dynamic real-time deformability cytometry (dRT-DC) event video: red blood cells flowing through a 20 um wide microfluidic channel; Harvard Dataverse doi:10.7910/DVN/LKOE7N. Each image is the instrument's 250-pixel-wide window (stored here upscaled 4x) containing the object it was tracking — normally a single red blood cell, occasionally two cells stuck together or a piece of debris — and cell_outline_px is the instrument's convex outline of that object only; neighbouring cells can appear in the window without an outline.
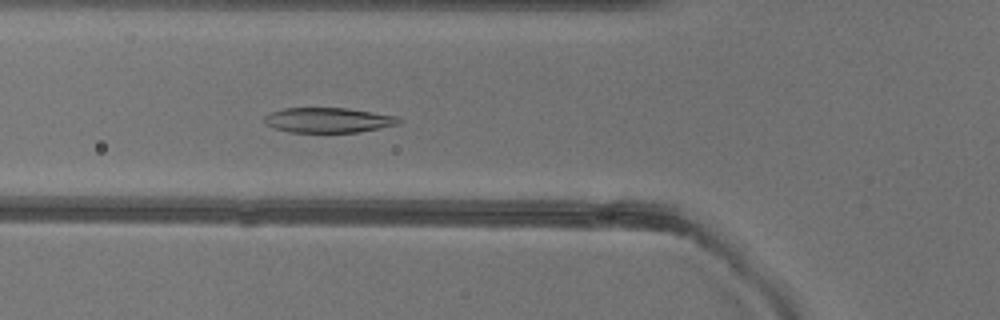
{"species": "common noctule bat (a hibernating species)", "species_latin": "Nyctalus noctula", "temperature_condition": "warm", "stored_images_in_passage": 49, "camera_frame_rate_fps": 3000, "um_per_image_px": 0.085, "animal": {"sex": "female"}, "frame": {"image": 1, "passage_image": 17, "time_ms": 5.333, "image_size_px": [1000, 320], "cell_outline_px": [[404, 120], [400, 124], [360, 132], [288, 132], [276, 128], [268, 124], [264, 120], [264, 116], [272, 112], [284, 108], [348, 108], [396, 116]], "centroid_in_image_um": [27.96, 10.21], "position_along_channel_um": 97.8, "area_um2": 19.54}}
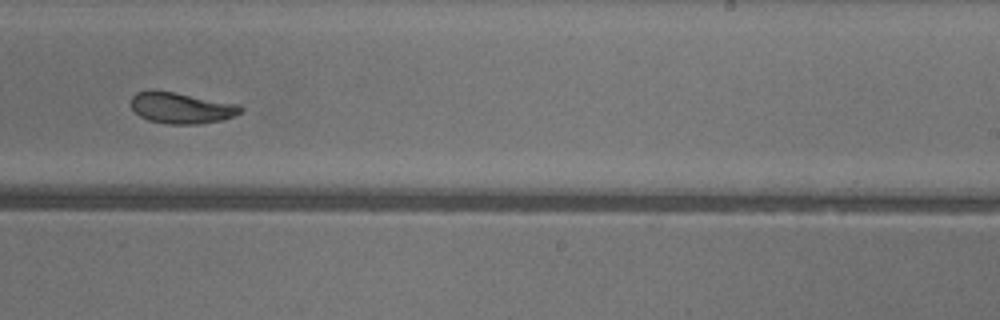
{"frame": {"image": 2, "passage_image": 30, "time_ms": 9.667, "image_size_px": [1000, 320], "cell_outline_px": [[244, 112], [224, 120], [200, 124], [168, 124], [148, 120], [140, 116], [132, 108], [132, 96], [136, 92], [152, 88], [240, 104], [244, 108]], "centroid_in_image_um": [15.45, 9.16], "position_along_channel_um": 273.6, "area_um2": 20.29}}
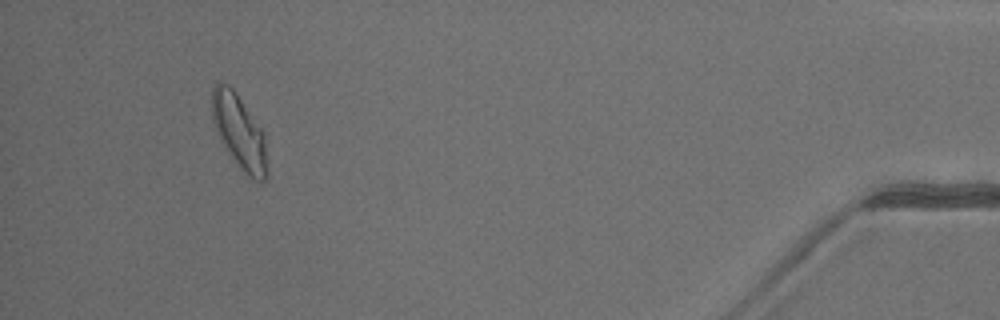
{"frame": {"image": 3, "passage_image": 46, "time_ms": 15.0, "image_size_px": [1000, 320], "cell_outline_px": [[268, 176], [264, 180], [256, 180], [248, 176], [236, 164], [224, 148], [220, 140], [212, 120], [212, 88], [216, 80], [228, 84], [236, 92], [264, 132], [268, 172]], "centroid_in_image_um": [20.33, 11.19], "position_along_channel_um": 414.9, "area_um2": 24.1}, "authors_computed_cell_mechanics": {"area_um2": 21.675, "velocity_mm_per_s": 4.0638, "shape_relaxation_time_tau1_ms": 4.4824, "shape_relaxation_time_tau2_ms": 3.0426, "deformation_change_tau1": 0.1507, "deformation_change_tau2": 0.0905}}